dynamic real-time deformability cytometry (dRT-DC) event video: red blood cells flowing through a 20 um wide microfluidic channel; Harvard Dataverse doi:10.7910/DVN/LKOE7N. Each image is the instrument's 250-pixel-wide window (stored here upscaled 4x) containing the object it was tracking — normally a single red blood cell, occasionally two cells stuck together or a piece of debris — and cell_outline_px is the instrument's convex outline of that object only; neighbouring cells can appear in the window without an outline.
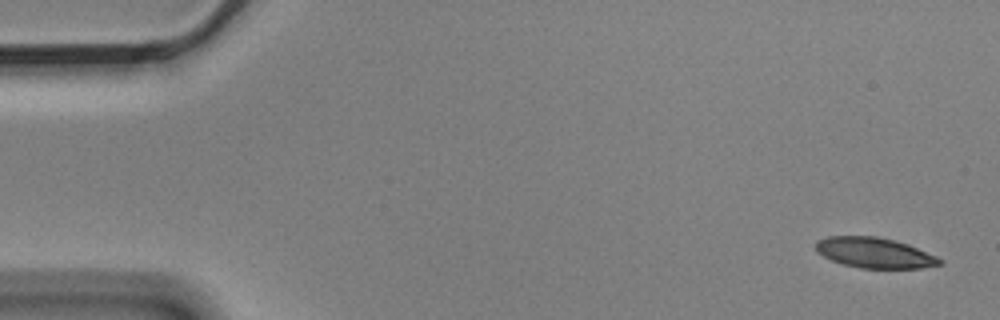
{"species": "Egyptian fruit bat (a non-hibernating species)", "species_latin": "Rousettus aegyptiacus", "temperature_condition": "cold", "stored_images_in_passage": 5, "camera_frame_rate_fps": 3000, "um_per_image_px": 0.085, "animal": {"sex": "male"}, "frame": {"image": 1, "passage_image": 1, "time_ms": 0.0, "image_size_px": [1000, 320], "cell_outline_px": [[944, 264], [920, 268], [860, 268], [844, 264], [832, 260], [816, 252], [816, 240], [828, 236], [876, 236], [908, 244], [936, 256], [944, 260]], "centroid_in_image_um": [74.34, 21.48], "position_along_channel_um": 10.7, "area_um2": 21.91}}
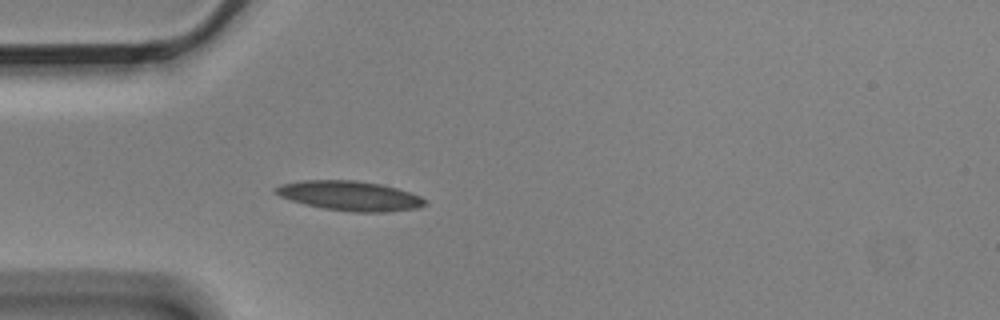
{"frame": {"image": 2, "passage_image": 5, "time_ms": 1.333, "image_size_px": [1000, 320], "cell_outline_px": [[424, 204], [420, 208], [388, 212], [352, 212], [324, 208], [304, 204], [280, 196], [272, 192], [272, 188], [280, 184], [300, 180], [356, 180], [380, 184], [396, 188], [420, 196], [424, 200]], "centroid_in_image_um": [29.68, 16.64], "position_along_channel_um": 55.3, "area_um2": 25.84}}